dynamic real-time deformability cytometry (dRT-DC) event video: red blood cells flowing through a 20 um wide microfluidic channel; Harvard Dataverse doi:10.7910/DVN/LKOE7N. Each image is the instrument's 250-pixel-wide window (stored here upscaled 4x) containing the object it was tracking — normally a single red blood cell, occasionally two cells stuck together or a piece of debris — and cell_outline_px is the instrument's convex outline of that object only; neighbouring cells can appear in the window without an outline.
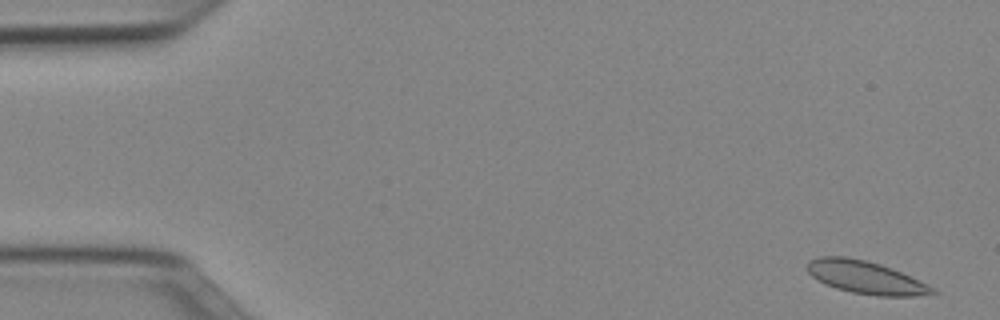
{"species": "Egyptian fruit bat (a non-hibernating species)", "species_latin": "Rousettus aegyptiacus", "temperature_condition": "cold", "stored_images_in_passage": 14, "camera_frame_rate_fps": 3000, "um_per_image_px": 0.085, "animal": {"sex": "female"}, "frame": {"image": 1, "passage_image": 2, "time_ms": 0.333, "image_size_px": [1000, 320], "cell_outline_px": [[940, 292], [912, 296], [876, 296], [852, 292], [836, 288], [816, 280], [808, 272], [808, 260], [820, 256], [844, 256], [864, 260], [880, 264], [892, 268], [928, 284], [936, 288]], "centroid_in_image_um": [73.59, 23.58], "position_along_channel_um": 11.4, "area_um2": 23.87}}
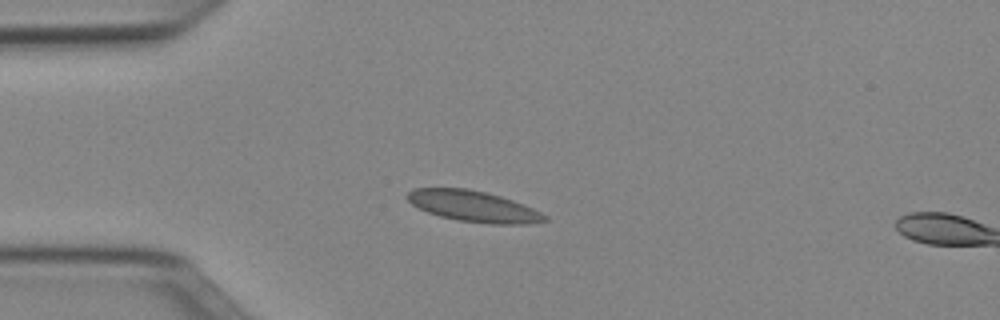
{"frame": {"image": 2, "passage_image": 13, "time_ms": 4.0, "image_size_px": [1000, 320], "cell_outline_px": [[548, 220], [528, 224], [492, 224], [456, 220], [440, 216], [428, 212], [412, 204], [404, 196], [412, 188], [468, 188], [500, 196], [524, 204], [548, 216]], "centroid_in_image_um": [40.24, 17.53], "position_along_channel_um": 44.8, "area_um2": 24.8}}